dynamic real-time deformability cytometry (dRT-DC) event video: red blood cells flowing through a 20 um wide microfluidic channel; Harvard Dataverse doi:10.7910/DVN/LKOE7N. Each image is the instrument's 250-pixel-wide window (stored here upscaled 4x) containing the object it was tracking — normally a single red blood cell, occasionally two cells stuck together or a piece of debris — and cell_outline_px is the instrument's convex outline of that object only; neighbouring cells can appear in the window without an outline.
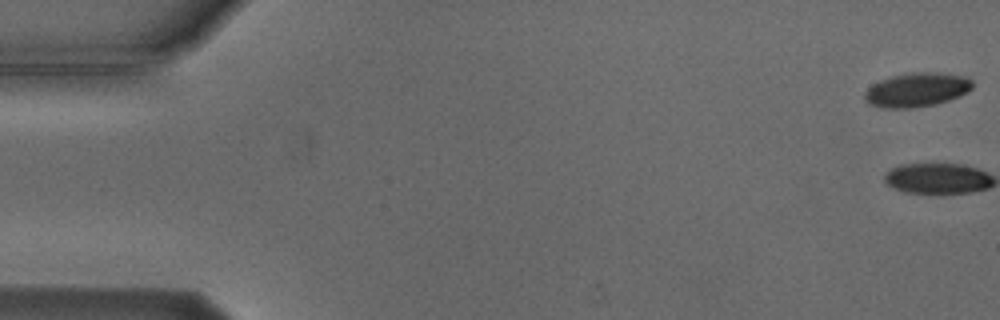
{"species": "Egyptian fruit bat (a non-hibernating species)", "species_latin": "Rousettus aegyptiacus", "temperature_condition": "cold", "stored_images_in_passage": 4, "camera_frame_rate_fps": 3000, "um_per_image_px": 0.085, "animal": {"sex": "male"}, "frame": {"image": 1, "passage_image": 1, "time_ms": 0.0, "image_size_px": [1000, 320], "cell_outline_px": [[972, 88], [968, 92], [960, 96], [936, 104], [912, 108], [884, 108], [872, 104], [864, 100], [864, 92], [872, 84], [880, 80], [892, 76], [912, 72], [936, 72], [968, 76], [972, 80]], "centroid_in_image_um": [77.95, 7.62], "position_along_channel_um": 7.1, "area_um2": 21.56}}